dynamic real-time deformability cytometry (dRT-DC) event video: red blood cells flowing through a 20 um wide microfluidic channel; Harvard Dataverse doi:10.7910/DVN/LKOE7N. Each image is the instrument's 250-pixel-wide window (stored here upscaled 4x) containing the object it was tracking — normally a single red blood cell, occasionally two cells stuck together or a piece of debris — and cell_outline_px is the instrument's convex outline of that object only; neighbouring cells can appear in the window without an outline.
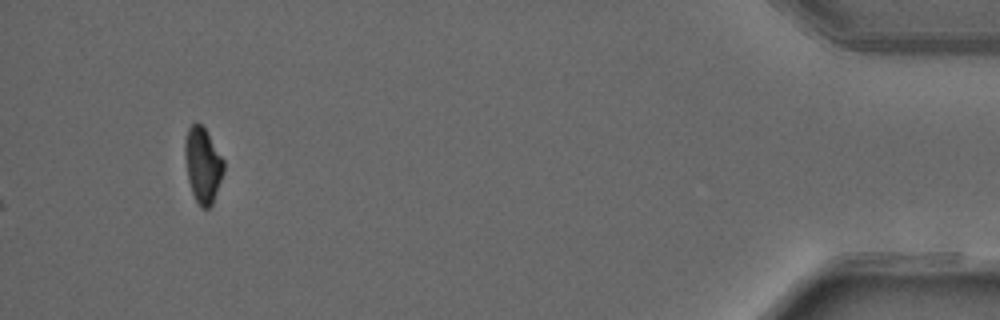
{"species": "common noctule bat (a hibernating species)", "species_latin": "Nyctalus noctula", "temperature_condition": "warm", "stored_images_in_passage": 51, "camera_frame_rate_fps": 3000, "um_per_image_px": 0.085, "animal": {"sex": "male", "forearm_length_mm": 52.5}, "frame": {"image": 1, "passage_image": 51, "time_ms": 16.667, "image_size_px": [1000, 320], "cell_outline_px": [[224, 172], [212, 204], [208, 208], [200, 208], [192, 192], [188, 180], [184, 152], [184, 144], [188, 128], [196, 120], [204, 128], [224, 160]], "centroid_in_image_um": [17.23, 14.02], "position_along_channel_um": 418.0, "area_um2": 16.94}}